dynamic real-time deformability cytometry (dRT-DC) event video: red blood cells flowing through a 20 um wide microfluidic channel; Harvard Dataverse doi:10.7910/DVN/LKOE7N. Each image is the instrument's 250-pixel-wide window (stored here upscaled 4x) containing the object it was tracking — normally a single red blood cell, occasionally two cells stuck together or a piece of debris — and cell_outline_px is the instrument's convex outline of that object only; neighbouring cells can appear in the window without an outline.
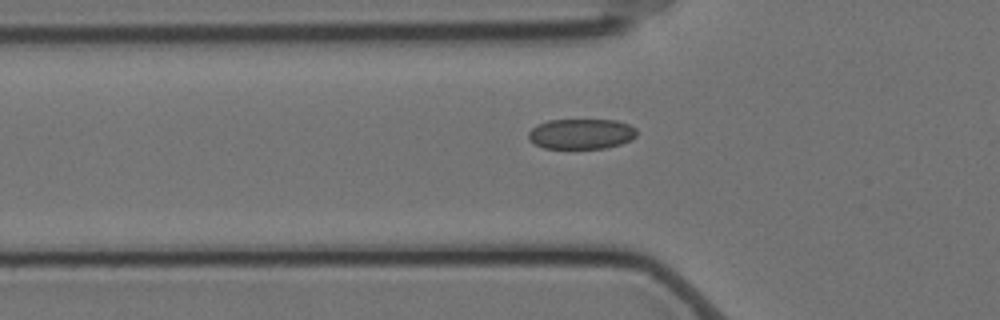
{"species": "Egyptian fruit bat (a non-hibernating species)", "species_latin": "Rousettus aegyptiacus", "temperature_condition": "cold", "stored_images_in_passage": 34, "camera_frame_rate_fps": 3000, "um_per_image_px": 0.085, "animal": {"sex": "female"}, "frame": {"image": 1, "passage_image": 3, "time_ms": 0.667, "image_size_px": [1000, 320], "cell_outline_px": [[636, 136], [632, 140], [620, 144], [604, 148], [544, 148], [528, 140], [528, 132], [536, 124], [548, 120], [616, 120], [628, 124], [636, 128]], "centroid_in_image_um": [49.39, 11.37], "position_along_channel_um": 76.4, "area_um2": 19.19}}
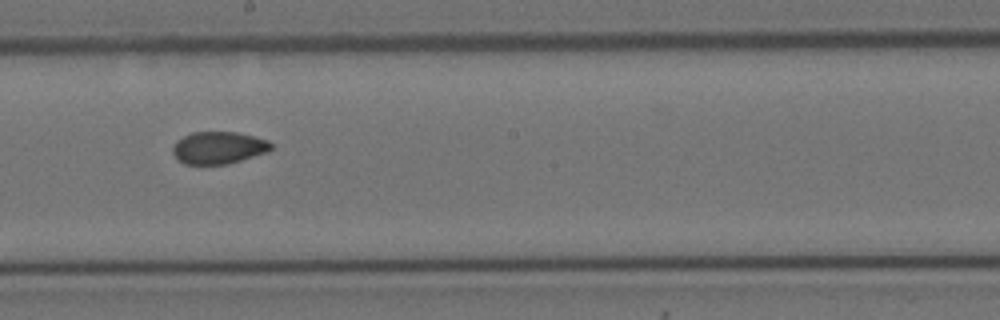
{"frame": {"image": 2, "passage_image": 16, "time_ms": 5.0, "image_size_px": [1000, 320], "cell_outline_px": [[272, 148], [268, 152], [228, 164], [184, 164], [172, 152], [172, 148], [176, 140], [192, 132], [236, 132], [268, 140], [272, 144]], "centroid_in_image_um": [18.58, 12.55], "position_along_channel_um": 229.6, "area_um2": 18.44}}
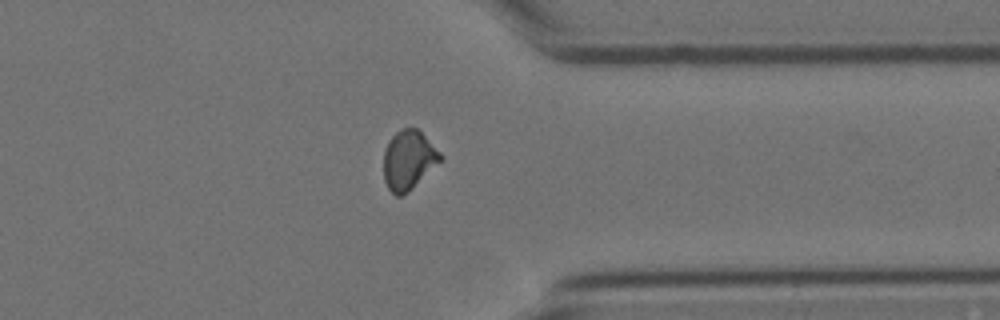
{"frame": {"image": 3, "passage_image": 29, "time_ms": 9.333, "image_size_px": [1000, 320], "cell_outline_px": [[444, 156], [408, 192], [400, 196], [396, 196], [388, 188], [384, 180], [384, 148], [388, 140], [400, 128], [416, 128]], "centroid_in_image_um": [34.68, 13.59], "position_along_channel_um": 376.7, "area_um2": 19.25}}